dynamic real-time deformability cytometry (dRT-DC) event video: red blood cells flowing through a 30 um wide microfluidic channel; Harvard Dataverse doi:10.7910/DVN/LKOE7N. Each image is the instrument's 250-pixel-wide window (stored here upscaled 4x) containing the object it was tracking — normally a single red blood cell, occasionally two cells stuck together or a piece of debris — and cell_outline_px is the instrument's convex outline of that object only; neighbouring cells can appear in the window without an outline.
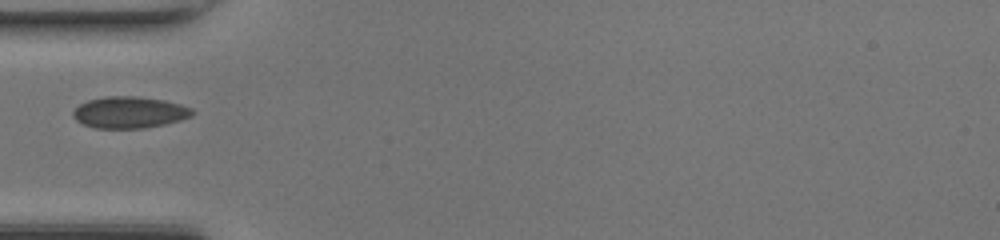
{"species": "common noctule bat (a hibernating species)", "species_latin": "Nyctalus noctula", "temperature_condition": "room temperature", "stored_images_in_passage": 18, "camera_frame_rate_fps": 3000, "um_per_image_px": 0.085, "animal": {"sex": "female", "body_mass_g": 17.0, "forearm_length_mm": 48.0}, "frame": {"image": 1, "passage_image": 1, "time_ms": 0.0, "image_size_px": [1000, 240], "cell_outline_px": [[196, 112], [192, 116], [180, 120], [164, 124], [144, 128], [96, 128], [84, 124], [76, 120], [72, 116], [72, 112], [80, 104], [88, 100], [104, 96], [136, 96], [164, 100], [180, 104], [192, 108]], "centroid_in_image_um": [11.02, 9.54], "position_along_channel_um": 74.0, "area_um2": 21.96}}
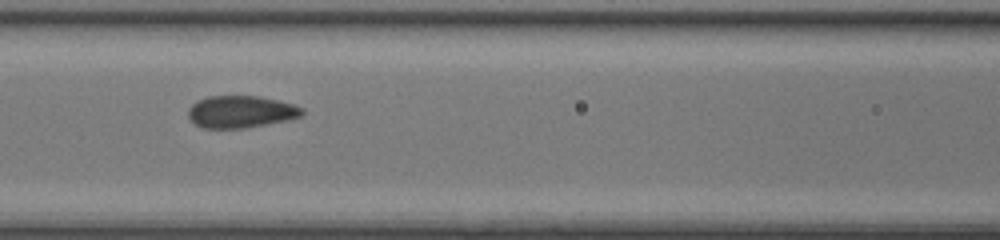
{"frame": {"image": 2, "passage_image": 6, "time_ms": 1.667, "image_size_px": [1000, 240], "cell_outline_px": [[304, 112], [300, 116], [288, 120], [244, 128], [204, 128], [196, 124], [188, 116], [188, 108], [196, 100], [208, 96], [260, 96], [292, 104], [304, 108]], "centroid_in_image_um": [20.46, 9.49], "position_along_channel_um": 146.1, "area_um2": 21.27}}